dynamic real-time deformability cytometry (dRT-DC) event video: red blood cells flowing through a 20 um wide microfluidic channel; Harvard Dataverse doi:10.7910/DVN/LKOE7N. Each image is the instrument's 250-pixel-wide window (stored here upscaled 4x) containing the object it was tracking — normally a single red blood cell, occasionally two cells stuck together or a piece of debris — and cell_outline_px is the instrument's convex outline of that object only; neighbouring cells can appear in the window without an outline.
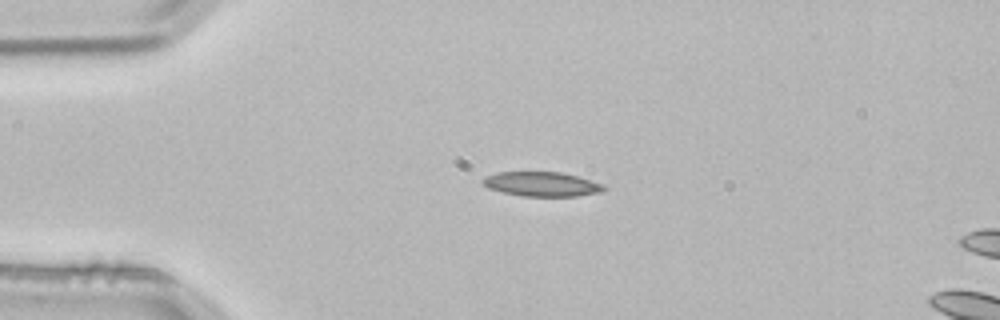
{"species": "common noctule bat (a hibernating species)", "species_latin": "Nyctalus noctula", "temperature_condition": "room temperature", "stored_images_in_passage": 3, "camera_frame_rate_fps": 3000, "um_per_image_px": 0.085, "animal": {"sex": "male", "body_mass_g": 21.5, "forearm_length_mm": 52.0}, "frame": {"image": 1, "passage_image": 2, "time_ms": 0.333, "image_size_px": [1000, 320], "cell_outline_px": [[608, 188], [604, 192], [576, 196], [524, 196], [504, 192], [488, 188], [480, 180], [484, 176], [496, 172], [560, 172], [576, 176], [604, 184]], "centroid_in_image_um": [46.07, 15.65], "position_along_channel_um": 38.9, "area_um2": 17.34}}